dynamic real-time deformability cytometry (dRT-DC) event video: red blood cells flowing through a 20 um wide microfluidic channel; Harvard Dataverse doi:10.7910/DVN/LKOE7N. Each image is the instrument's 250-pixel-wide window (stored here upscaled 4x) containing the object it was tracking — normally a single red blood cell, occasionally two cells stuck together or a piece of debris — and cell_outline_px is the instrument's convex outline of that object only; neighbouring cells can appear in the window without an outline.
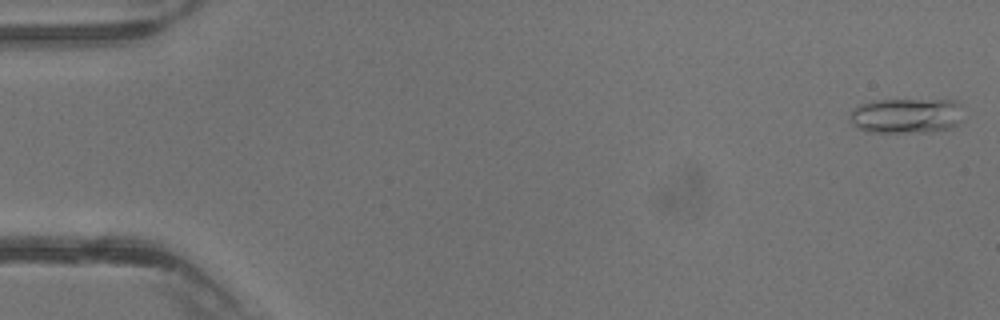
{"species": "common noctule bat (a hibernating species)", "species_latin": "Nyctalus noctula", "temperature_condition": "warm", "stored_images_in_passage": 39, "camera_frame_rate_fps": 3000, "um_per_image_px": 0.085, "animal": {"sex": "male", "body_mass_g": 13.3}, "frame": {"image": 1, "passage_image": 1, "time_ms": 0.0, "image_size_px": [1000, 320], "cell_outline_px": [[964, 120], [960, 124], [952, 128], [928, 132], [864, 132], [856, 128], [852, 124], [852, 108], [860, 104], [876, 100], [956, 100], [960, 104]], "centroid_in_image_um": [77.1, 9.84], "position_along_channel_um": 7.9, "area_um2": 23.64}}
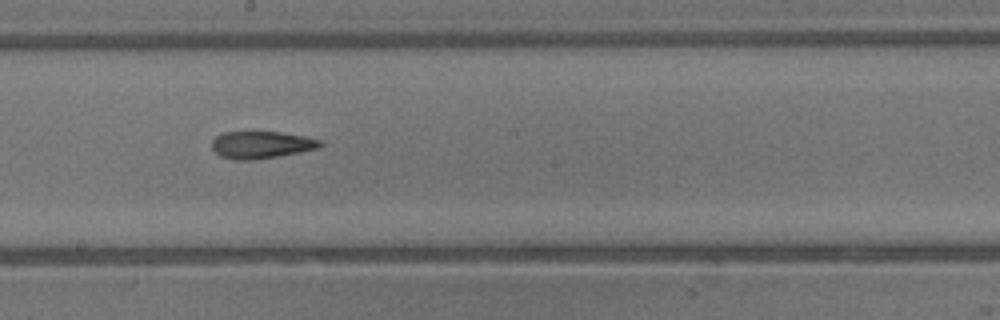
{"frame": {"image": 2, "passage_image": 22, "time_ms": 7.0, "image_size_px": [1000, 320], "cell_outline_px": [[324, 144], [320, 148], [300, 152], [252, 160], [236, 160], [220, 156], [212, 148], [212, 140], [216, 136], [224, 132], [280, 132], [304, 136], [320, 140]], "centroid_in_image_um": [22.22, 12.31], "position_along_channel_um": 226.0, "area_um2": 17.11}}
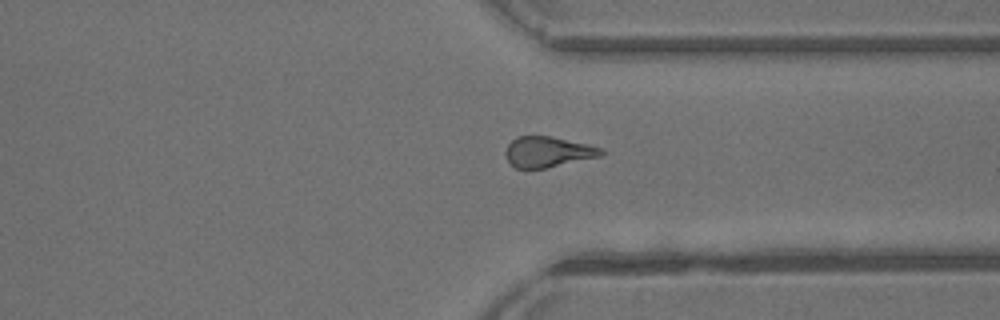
{"frame": {"image": 3, "passage_image": 30, "time_ms": 9.667, "image_size_px": [1000, 320], "cell_outline_px": [[604, 152], [600, 156], [544, 168], [516, 168], [508, 164], [504, 152], [508, 144], [516, 136], [548, 136], [588, 144], [604, 148]], "centroid_in_image_um": [46.52, 12.91], "position_along_channel_um": 364.9, "area_um2": 16.99}}